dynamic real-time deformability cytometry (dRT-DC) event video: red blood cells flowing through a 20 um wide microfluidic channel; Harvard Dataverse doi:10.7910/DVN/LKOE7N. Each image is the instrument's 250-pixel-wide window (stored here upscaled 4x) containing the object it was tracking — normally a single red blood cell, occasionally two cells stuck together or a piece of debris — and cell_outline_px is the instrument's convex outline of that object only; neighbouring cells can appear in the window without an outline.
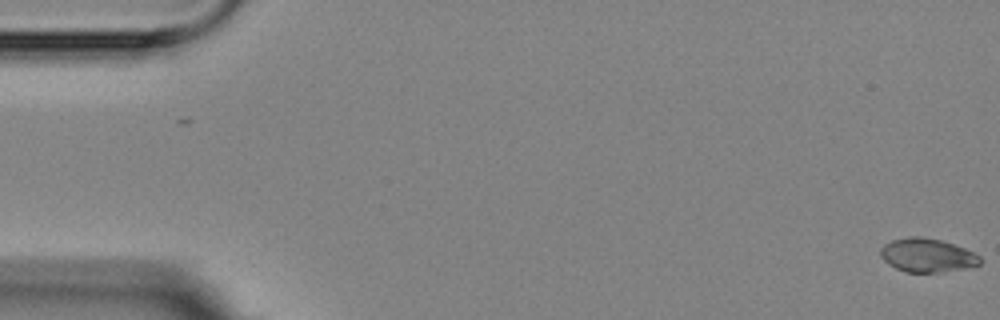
{"species": "Egyptian fruit bat (a non-hibernating species)", "species_latin": "Rousettus aegyptiacus", "temperature_condition": "room temperature", "stored_images_in_passage": 7, "camera_frame_rate_fps": 3000, "um_per_image_px": 0.085, "animal": {"sex": "female"}, "frame": {"image": 1, "passage_image": 1, "time_ms": 0.0, "image_size_px": [1000, 320], "cell_outline_px": [[980, 264], [964, 268], [940, 272], [904, 272], [888, 264], [880, 256], [880, 248], [884, 244], [892, 240], [908, 236], [920, 236], [940, 240], [964, 248], [980, 256]], "centroid_in_image_um": [78.76, 21.69], "position_along_channel_um": 6.2, "area_um2": 19.42}}
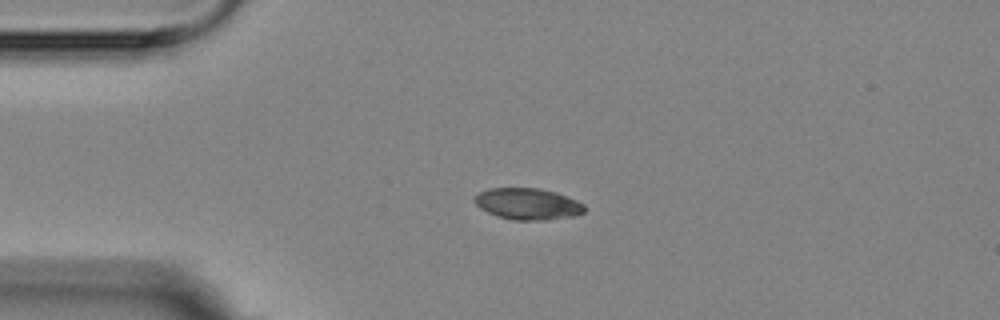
{"frame": {"image": 2, "passage_image": 5, "time_ms": 4.333, "image_size_px": [1000, 320], "cell_outline_px": [[584, 212], [576, 216], [544, 220], [512, 220], [496, 216], [480, 208], [472, 200], [472, 196], [488, 188], [536, 188], [556, 192], [576, 200], [584, 204]], "centroid_in_image_um": [44.82, 17.33], "position_along_channel_um": 40.2, "area_um2": 20.29}}
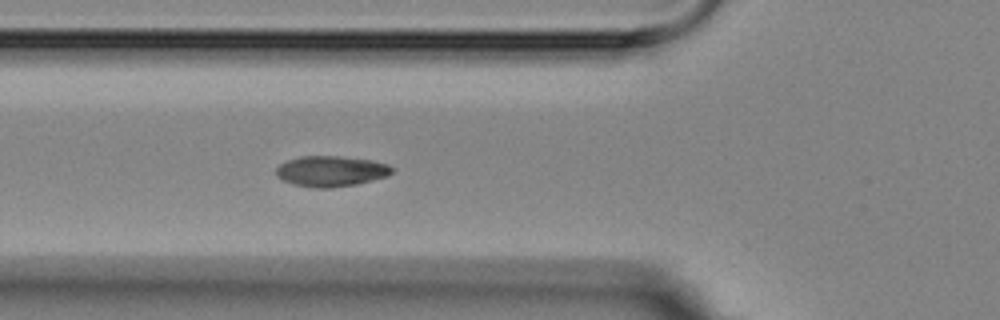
{"frame": {"image": 3, "passage_image": 7, "time_ms": 6.667, "image_size_px": [1000, 320], "cell_outline_px": [[392, 172], [388, 176], [356, 184], [332, 188], [316, 188], [296, 184], [284, 180], [276, 176], [276, 168], [280, 164], [288, 160], [300, 156], [340, 156], [372, 160], [388, 164], [392, 168]], "centroid_in_image_um": [28.14, 14.54], "position_along_channel_um": 97.7, "area_um2": 20.58}}